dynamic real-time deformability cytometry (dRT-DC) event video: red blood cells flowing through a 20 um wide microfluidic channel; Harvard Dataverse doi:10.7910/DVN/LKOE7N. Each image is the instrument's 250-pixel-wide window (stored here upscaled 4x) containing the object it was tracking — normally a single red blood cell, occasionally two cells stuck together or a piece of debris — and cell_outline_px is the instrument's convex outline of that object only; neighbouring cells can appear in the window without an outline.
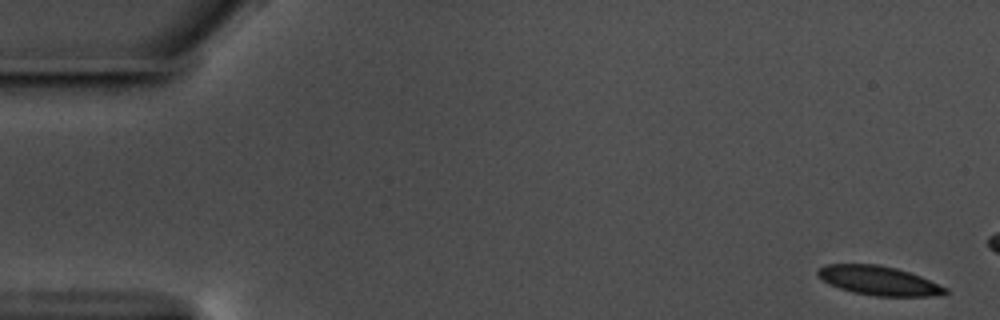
{"species": "common noctule bat (a hibernating species)", "species_latin": "Nyctalus noctula", "temperature_condition": "warm", "stored_images_in_passage": 15, "camera_frame_rate_fps": 3000, "um_per_image_px": 0.085, "animal": {"sex": "male", "body_mass_g": 17.5, "forearm_length_mm": 52.3}, "frame": {"image": 1, "passage_image": 1, "time_ms": 0.0, "image_size_px": [1000, 320], "cell_outline_px": [[948, 292], [936, 296], [872, 296], [852, 292], [828, 284], [816, 272], [824, 264], [876, 264], [896, 268], [920, 276], [948, 288]], "centroid_in_image_um": [74.7, 23.86], "position_along_channel_um": 10.3, "area_um2": 21.56}}